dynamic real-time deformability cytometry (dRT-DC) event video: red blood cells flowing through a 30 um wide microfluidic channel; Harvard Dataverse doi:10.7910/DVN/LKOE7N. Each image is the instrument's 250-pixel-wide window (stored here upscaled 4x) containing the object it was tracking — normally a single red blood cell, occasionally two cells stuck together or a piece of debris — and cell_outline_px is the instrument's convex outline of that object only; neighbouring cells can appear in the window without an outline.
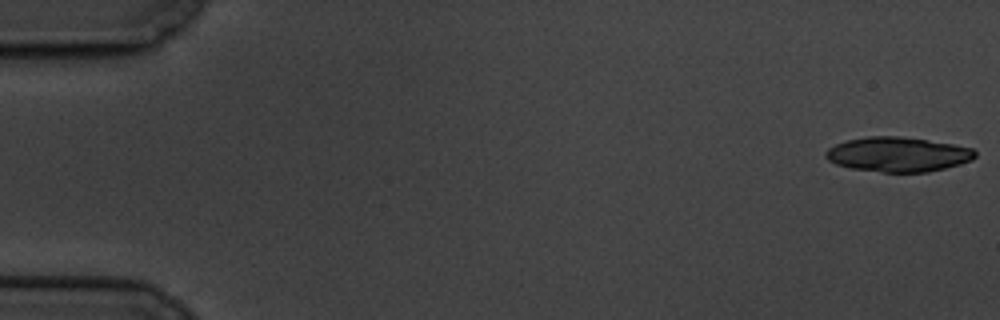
{"species": "common noctule bat (a hibernating species)", "species_latin": "Nyctalus noctula", "temperature_condition": "cold", "stored_images_in_passage": 60, "camera_frame_rate_fps": 3000, "um_per_image_px": 0.085, "animal": {"sex": "male", "body_mass_g": 19.5, "forearm_length_mm": 54.6}, "frame": {"image": 1, "passage_image": 1, "time_ms": 0.0, "image_size_px": [1000, 320], "cell_outline_px": [[976, 156], [972, 160], [960, 164], [928, 172], [884, 172], [852, 168], [836, 164], [828, 160], [824, 156], [824, 152], [828, 148], [836, 144], [848, 140], [868, 136], [900, 136], [928, 140], [952, 144], [972, 148], [976, 152]], "centroid_in_image_um": [76.32, 13.12], "position_along_channel_um": 8.7, "area_um2": 30.11}}
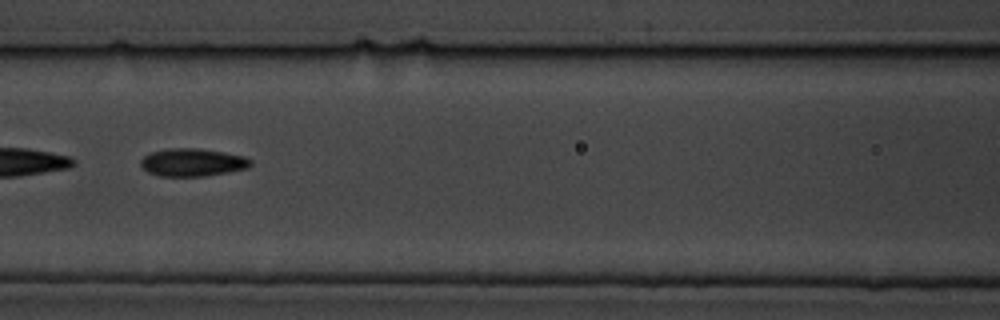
{"frame": {"image": 2, "passage_image": 27, "time_ms": 8.667, "image_size_px": [1000, 320], "cell_outline_px": [[252, 164], [248, 168], [228, 172], [204, 176], [160, 176], [148, 172], [140, 164], [140, 160], [144, 156], [152, 152], [168, 148], [200, 148], [224, 152], [244, 156], [252, 160]], "centroid_in_image_um": [16.38, 13.79], "position_along_channel_um": 150.2, "area_um2": 17.86}}
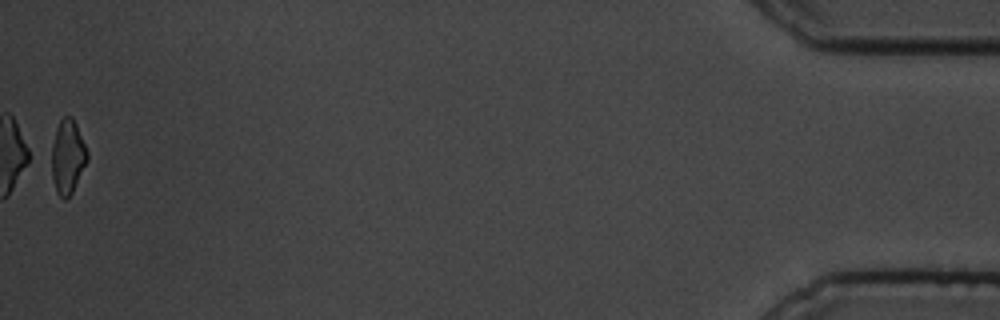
{"frame": {"image": 3, "passage_image": 60, "time_ms": 19.667, "image_size_px": [1000, 320], "cell_outline_px": [[88, 160], [72, 192], [64, 200], [56, 192], [52, 176], [52, 144], [56, 128], [60, 120], [64, 116], [72, 116], [76, 124], [88, 152]], "centroid_in_image_um": [5.75, 13.31], "position_along_channel_um": 429.4, "area_um2": 15.26}, "authors_computed_cell_mechanics": {"area_um2": 17.4556, "velocity_mm_per_s": 3.3586, "shape_relaxation_time_tau1_ms": 5.5735, "shape_relaxation_time_tau2_ms": 3.0065, "deformation_change_tau1": 0.1428, "deformation_change_tau2": 0.0931}}